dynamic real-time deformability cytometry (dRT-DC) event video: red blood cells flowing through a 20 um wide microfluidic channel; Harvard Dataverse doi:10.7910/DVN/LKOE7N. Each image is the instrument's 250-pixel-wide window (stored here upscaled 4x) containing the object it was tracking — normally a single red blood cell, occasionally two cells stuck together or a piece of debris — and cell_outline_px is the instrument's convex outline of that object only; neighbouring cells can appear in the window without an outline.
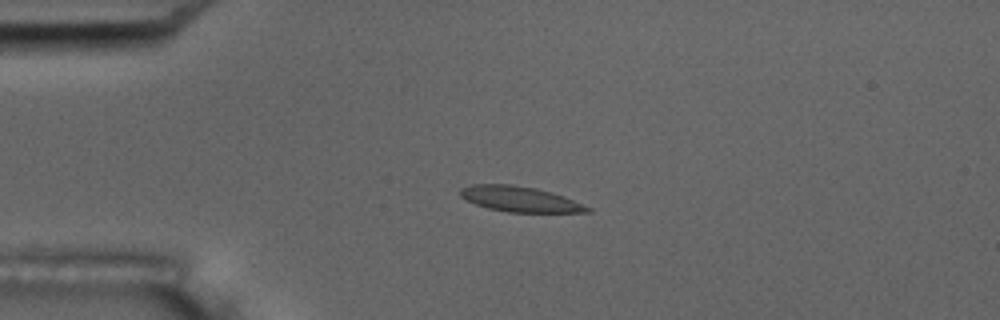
{"species": "common noctule bat (a hibernating species)", "species_latin": "Nyctalus noctula", "temperature_condition": "room temperature", "stored_images_in_passage": 5, "camera_frame_rate_fps": 3000, "um_per_image_px": 0.085, "animal": {"sex": "male", "body_mass_g": 17.5, "forearm_length_mm": 52.3}, "frame": {"image": 1, "passage_image": 4, "time_ms": 3.667, "image_size_px": [1000, 320], "cell_outline_px": [[592, 212], [508, 212], [488, 208], [476, 204], [460, 196], [460, 188], [472, 184], [512, 184], [536, 188], [564, 196], [592, 208]], "centroid_in_image_um": [44.19, 16.92], "position_along_channel_um": 40.8, "area_um2": 18.73}}